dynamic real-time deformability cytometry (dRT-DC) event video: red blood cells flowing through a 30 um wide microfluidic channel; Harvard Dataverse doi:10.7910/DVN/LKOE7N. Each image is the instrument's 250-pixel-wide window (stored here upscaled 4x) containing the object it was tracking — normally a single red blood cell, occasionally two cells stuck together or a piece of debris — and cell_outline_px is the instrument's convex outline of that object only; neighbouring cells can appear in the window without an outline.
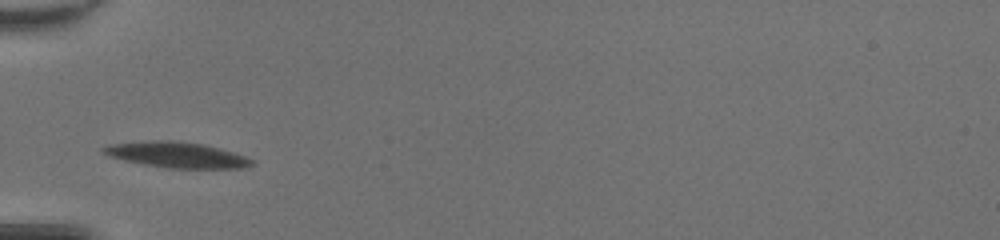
{"species": "common noctule bat (a hibernating species)", "species_latin": "Nyctalus noctula", "temperature_condition": "room temperature", "stored_images_in_passage": 35, "camera_frame_rate_fps": 3000, "um_per_image_px": 0.085, "animal": {"sex": "female", "body_mass_g": 20.0, "forearm_length_mm": 54.0}, "frame": {"image": 1, "passage_image": 1, "time_ms": 0.0, "image_size_px": [1000, 240], "cell_outline_px": [[256, 160], [252, 164], [244, 168], [168, 168], [144, 164], [124, 160], [112, 156], [104, 152], [100, 148], [108, 144], [152, 140], [172, 140], [204, 144], [220, 148], [248, 156]], "centroid_in_image_um": [15.09, 13.15], "position_along_channel_um": 69.9, "area_um2": 22.25}}
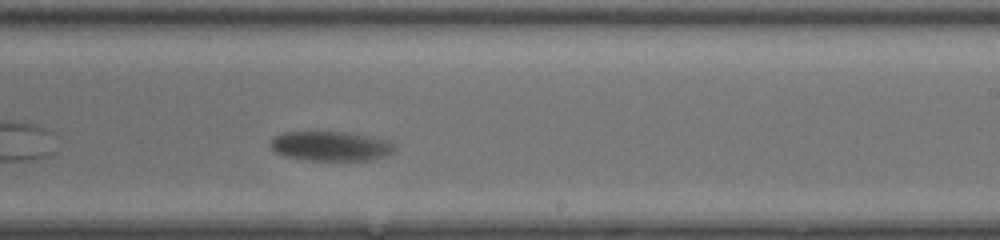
{"frame": {"image": 2, "passage_image": 16, "time_ms": 5.0, "image_size_px": [1000, 240], "cell_outline_px": [[396, 152], [384, 156], [368, 160], [312, 160], [284, 156], [276, 152], [272, 148], [272, 136], [284, 132], [348, 132], [372, 136], [392, 140], [396, 144]], "centroid_in_image_um": [28.2, 12.4], "position_along_channel_um": 260.8, "area_um2": 21.62}}
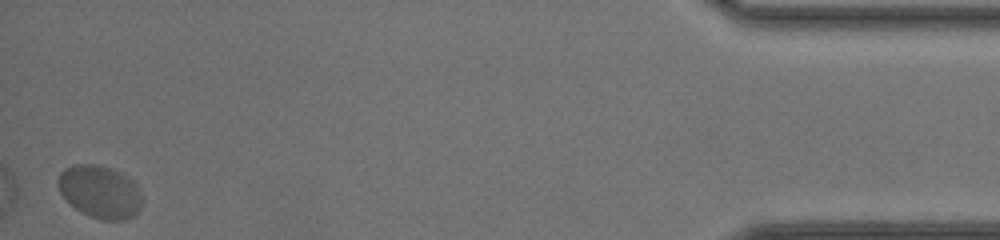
{"frame": {"image": 3, "passage_image": 35, "time_ms": 11.333, "image_size_px": [1000, 240], "cell_outline_px": [[140, 208], [132, 216], [124, 220], [104, 220], [80, 212], [68, 204], [60, 192], [56, 184], [56, 180], [60, 172], [64, 168], [72, 164], [96, 164], [112, 168], [128, 176], [136, 184], [140, 192]], "centroid_in_image_um": [8.44, 16.27], "position_along_channel_um": 426.8, "area_um2": 26.07}, "authors_computed_cell_mechanics": {"area_um2": 22.5998, "velocity_mm_per_s": 3.8739, "shape_relaxation_time_tau1_ms": 3.2997, "shape_relaxation_time_tau2_ms": null, "deformation_change_tau1": 0.1166, "deformation_change_tau2": null}}